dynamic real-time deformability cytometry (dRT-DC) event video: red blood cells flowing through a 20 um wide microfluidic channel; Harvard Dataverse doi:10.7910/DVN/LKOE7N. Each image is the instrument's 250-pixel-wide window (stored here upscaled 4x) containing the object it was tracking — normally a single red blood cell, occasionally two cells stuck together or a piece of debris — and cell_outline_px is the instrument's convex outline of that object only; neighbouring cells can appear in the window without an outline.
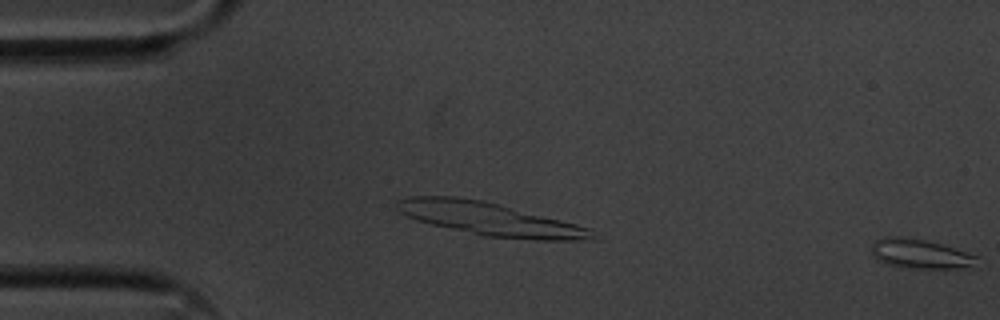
{"species": "common noctule bat (a hibernating species)", "species_latin": "Nyctalus noctula", "temperature_condition": "cold", "stored_images_in_passage": 12, "camera_frame_rate_fps": 3000, "um_per_image_px": 0.085, "animal": {"sex": "male", "body_mass_g": 20.1, "forearm_length_mm": 53.5}, "frame": {"image": 1, "passage_image": 12, "time_ms": 3.667, "image_size_px": [1000, 320], "cell_outline_px": [[980, 256], [968, 264], [960, 268], [912, 268], [888, 264], [876, 260], [872, 256], [872, 244], [880, 236], [896, 236], [924, 240], [940, 244]], "centroid_in_image_um": [78.1, 21.55], "position_along_channel_um": 6.9, "area_um2": 17.63}}